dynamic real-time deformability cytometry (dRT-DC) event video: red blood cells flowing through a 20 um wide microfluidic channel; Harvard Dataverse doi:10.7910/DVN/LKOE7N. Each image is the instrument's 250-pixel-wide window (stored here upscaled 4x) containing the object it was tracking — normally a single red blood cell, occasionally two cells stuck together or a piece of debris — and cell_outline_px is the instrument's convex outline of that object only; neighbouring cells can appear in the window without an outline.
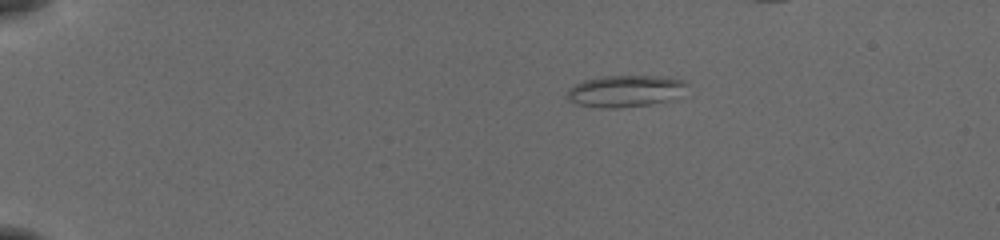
{"species": "common noctule bat (a hibernating species)", "species_latin": "Nyctalus noctula", "temperature_condition": "cold", "stored_images_in_passage": 40, "segment_of_instrument_passage": [1, 2], "camera_frame_rate_fps": 3000, "um_per_image_px": 0.085, "animal": {"sex": "female", "body_mass_g": 19.5, "forearm_length_mm": 54.1}, "frame": {"image": 1, "passage_image": 1, "time_ms": 0.0, "image_size_px": [1000, 240], "cell_outline_px": [[688, 84], [664, 100], [648, 104], [616, 108], [600, 108], [576, 104], [568, 100], [564, 96], [568, 88], [584, 80], [604, 76], [668, 76], [684, 80]], "centroid_in_image_um": [52.99, 7.72], "position_along_channel_um": 32.0, "area_um2": 21.68}}
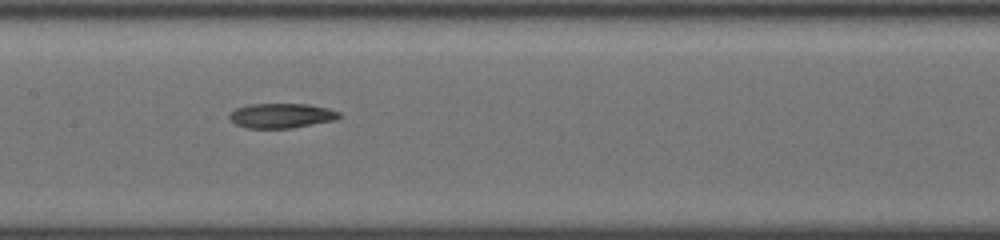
{"frame": {"image": 2, "passage_image": 19, "time_ms": 6.0, "image_size_px": [1000, 240], "cell_outline_px": [[344, 116], [336, 120], [292, 128], [248, 128], [236, 124], [228, 116], [236, 108], [248, 104], [308, 104], [328, 108], [340, 112]], "centroid_in_image_um": [23.98, 9.83], "position_along_channel_um": 183.4, "area_um2": 15.9}}
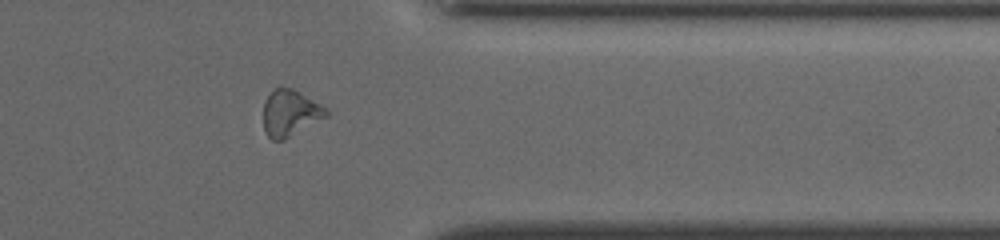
{"frame": {"image": 3, "passage_image": 35, "time_ms": 11.333, "image_size_px": [1000, 240], "cell_outline_px": [[328, 116], [284, 140], [272, 140], [264, 132], [264, 100], [276, 88], [292, 88], [300, 92], [328, 108]], "centroid_in_image_um": [24.68, 9.62], "position_along_channel_um": 386.7, "area_um2": 16.94}}